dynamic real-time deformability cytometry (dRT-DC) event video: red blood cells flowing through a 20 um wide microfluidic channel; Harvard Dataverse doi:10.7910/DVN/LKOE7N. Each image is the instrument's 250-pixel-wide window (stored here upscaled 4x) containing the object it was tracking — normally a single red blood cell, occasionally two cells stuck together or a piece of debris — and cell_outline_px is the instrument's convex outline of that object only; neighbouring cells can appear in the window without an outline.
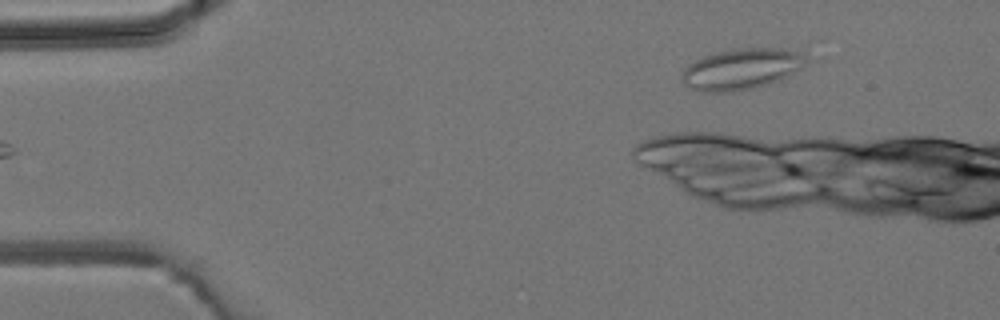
{"species": "common noctule bat (a hibernating species)", "species_latin": "Nyctalus noctula", "temperature_condition": "room temperature", "stored_images_in_passage": 5, "camera_frame_rate_fps": 3000, "um_per_image_px": 0.085, "animal": {"sex": "male", "body_mass_g": 19.2, "forearm_length_mm": 51.8}, "frame": {"image": 1, "passage_image": 5, "time_ms": 5.333, "image_size_px": [1000, 320], "cell_outline_px": [[812, 60], [788, 76], [780, 80], [756, 88], [732, 92], [700, 92], [688, 88], [680, 80], [684, 68], [688, 64], [704, 56], [716, 52], [732, 48], [784, 48], [800, 52]], "centroid_in_image_um": [63.03, 5.87], "position_along_channel_um": 22.0, "area_um2": 30.29}}